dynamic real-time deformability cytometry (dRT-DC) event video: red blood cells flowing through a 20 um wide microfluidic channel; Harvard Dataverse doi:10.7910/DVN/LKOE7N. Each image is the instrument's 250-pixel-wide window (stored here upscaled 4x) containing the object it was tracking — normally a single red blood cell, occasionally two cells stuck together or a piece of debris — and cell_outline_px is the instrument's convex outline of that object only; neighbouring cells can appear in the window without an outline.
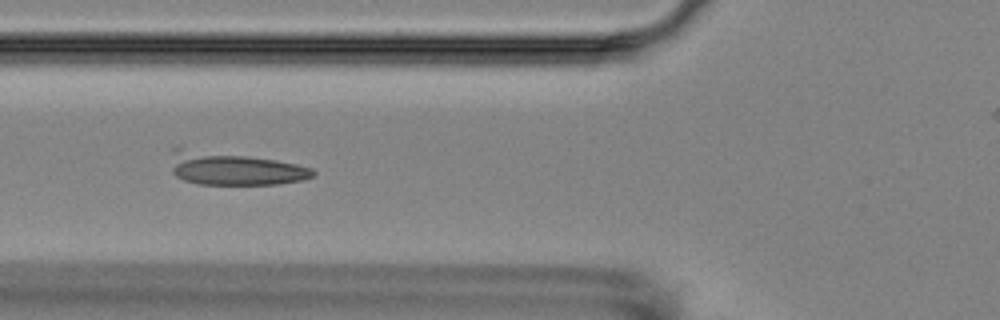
{"species": "Egyptian fruit bat (a non-hibernating species)", "species_latin": "Rousettus aegyptiacus", "temperature_condition": "room temperature", "stored_images_in_passage": 9, "camera_frame_rate_fps": 3000, "um_per_image_px": 0.085, "animal": {"sex": "female"}, "frame": {"image": 1, "passage_image": 7, "time_ms": 7.0, "image_size_px": [1000, 320], "cell_outline_px": [[316, 172], [312, 176], [304, 180], [276, 184], [200, 184], [184, 180], [176, 176], [172, 172], [172, 148], [176, 144], [276, 160], [296, 164], [312, 168]], "centroid_in_image_um": [19.79, 14.27], "position_along_channel_um": 106.0, "area_um2": 27.98}}
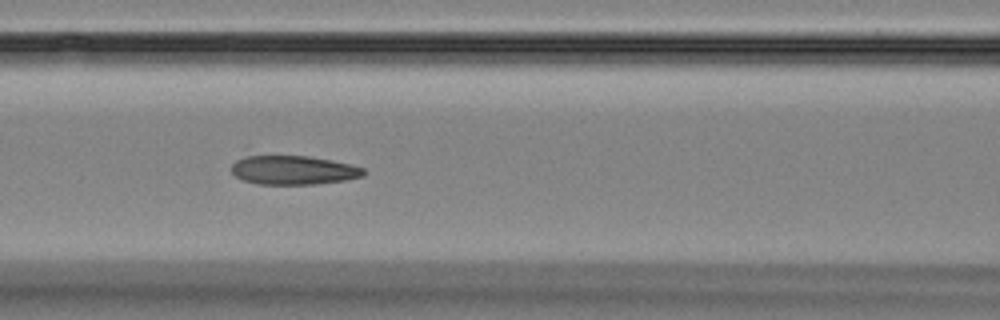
{"frame": {"image": 2, "passage_image": 8, "time_ms": 8.0, "image_size_px": [1000, 320], "cell_outline_px": [[364, 176], [344, 180], [312, 184], [256, 184], [244, 180], [236, 176], [232, 172], [232, 164], [236, 160], [244, 156], [308, 156], [332, 160], [364, 168]], "centroid_in_image_um": [24.92, 14.46], "position_along_channel_um": 141.7, "area_um2": 22.08}}
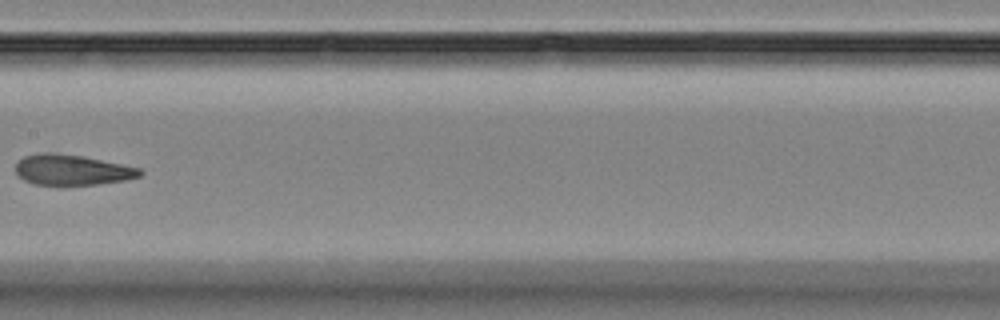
{"frame": {"image": 3, "passage_image": 9, "time_ms": 9.667, "image_size_px": [1000, 320], "cell_outline_px": [[144, 172], [140, 176], [124, 180], [96, 184], [56, 188], [36, 184], [24, 180], [16, 172], [16, 164], [24, 156], [40, 152], [52, 152], [80, 156], [140, 168]], "centroid_in_image_um": [6.08, 14.48], "position_along_channel_um": 201.3, "area_um2": 22.48}}